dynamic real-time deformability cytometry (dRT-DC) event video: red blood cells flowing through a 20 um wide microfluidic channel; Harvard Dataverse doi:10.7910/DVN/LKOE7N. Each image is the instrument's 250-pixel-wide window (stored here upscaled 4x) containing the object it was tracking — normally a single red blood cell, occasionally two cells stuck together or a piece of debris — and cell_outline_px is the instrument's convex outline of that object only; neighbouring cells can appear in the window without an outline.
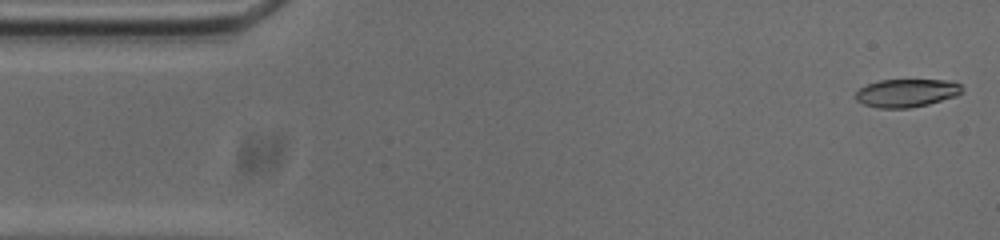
{"species": "common noctule bat (a hibernating species)", "species_latin": "Nyctalus noctula", "temperature_condition": "cold", "stored_images_in_passage": 53, "camera_frame_rate_fps": 3000, "um_per_image_px": 0.085, "animal": {"sex": "male", "body_mass_g": 20.0, "forearm_length_mm": 53.3}, "frame": {"image": 1, "passage_image": 1, "time_ms": 0.0, "image_size_px": [1000, 240], "cell_outline_px": [[964, 92], [956, 96], [928, 104], [908, 108], [880, 108], [864, 104], [856, 100], [852, 96], [860, 88], [868, 84], [880, 80], [944, 80], [960, 84], [964, 88]], "centroid_in_image_um": [77.06, 7.9], "position_along_channel_um": 7.9, "area_um2": 17.46}}
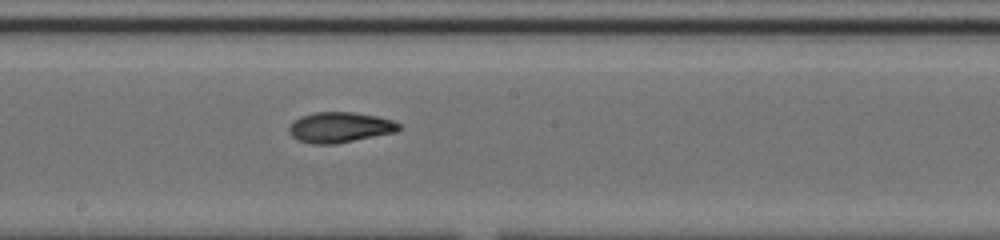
{"frame": {"image": 2, "passage_image": 27, "time_ms": 8.667, "image_size_px": [1000, 240], "cell_outline_px": [[400, 128], [396, 132], [336, 144], [312, 144], [300, 140], [292, 136], [288, 132], [288, 128], [292, 120], [300, 116], [316, 112], [352, 112], [376, 116], [392, 120], [400, 124]], "centroid_in_image_um": [28.86, 10.82], "position_along_channel_um": 219.3, "area_um2": 19.54}}
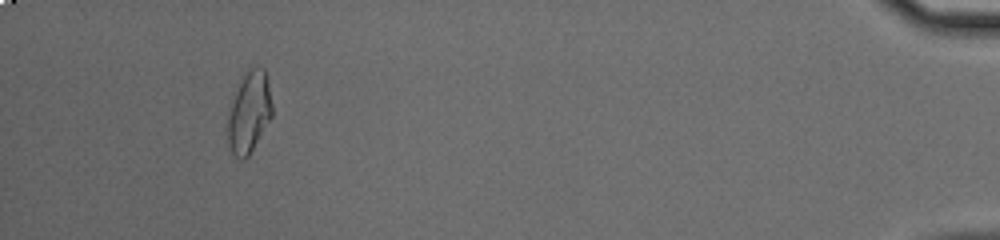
{"frame": {"image": 3, "passage_image": 49, "time_ms": 16.0, "image_size_px": [1000, 240], "cell_outline_px": [[272, 116], [248, 156], [244, 160], [240, 160], [232, 152], [228, 144], [228, 112], [236, 92], [244, 76], [256, 64], [260, 64], [264, 68], [268, 80], [272, 104]], "centroid_in_image_um": [21.2, 9.54], "position_along_channel_um": 414.0, "area_um2": 20.69}, "authors_computed_cell_mechanics": {"area_um2": 19.5364, "velocity_mm_per_s": 3.7373, "shape_relaxation_time_tau1_ms": 9.0242, "shape_relaxation_time_tau2_ms": 4.3076, "deformation_change_tau1": 0.2409, "deformation_change_tau2": 0.1168}}